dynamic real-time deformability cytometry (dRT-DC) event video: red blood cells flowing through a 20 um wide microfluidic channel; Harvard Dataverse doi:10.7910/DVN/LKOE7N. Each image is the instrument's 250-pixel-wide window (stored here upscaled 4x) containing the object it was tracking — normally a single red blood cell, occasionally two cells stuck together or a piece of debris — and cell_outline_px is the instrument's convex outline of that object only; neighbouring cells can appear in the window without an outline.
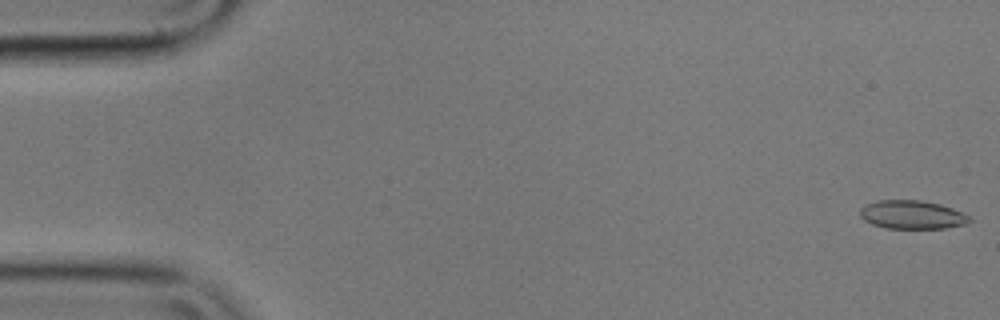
{"species": "common noctule bat (a hibernating species)", "species_latin": "Nyctalus noctula", "temperature_condition": "cold", "stored_images_in_passage": 56, "camera_frame_rate_fps": 3000, "um_per_image_px": 0.085, "animal": {"sex": "male", "body_mass_g": 17.9}, "frame": {"image": 1, "passage_image": 1, "time_ms": 0.0, "image_size_px": [1000, 320], "cell_outline_px": [[972, 220], [968, 224], [944, 228], [884, 228], [872, 224], [864, 220], [860, 216], [860, 208], [864, 204], [876, 200], [920, 200], [940, 204], [964, 212]], "centroid_in_image_um": [77.52, 18.24], "position_along_channel_um": 7.5, "area_um2": 18.38}}
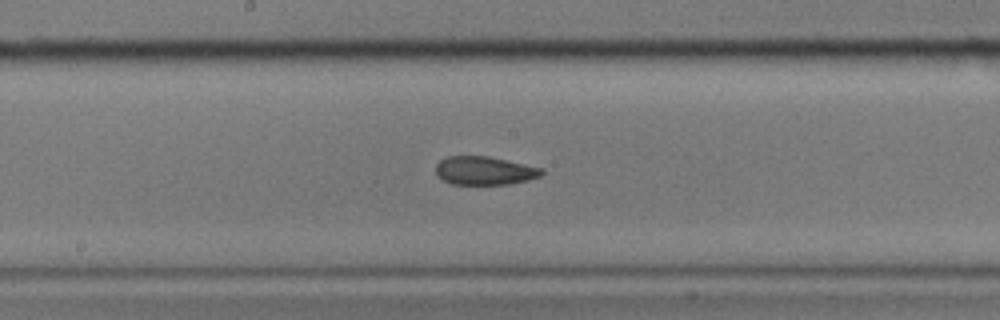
{"frame": {"image": 2, "passage_image": 29, "time_ms": 9.333, "image_size_px": [1000, 320], "cell_outline_px": [[544, 172], [540, 176], [528, 180], [508, 184], [452, 184], [436, 176], [436, 164], [440, 160], [448, 156], [488, 156], [544, 168]], "centroid_in_image_um": [41.19, 14.5], "position_along_channel_um": 207.0, "area_um2": 17.57}}
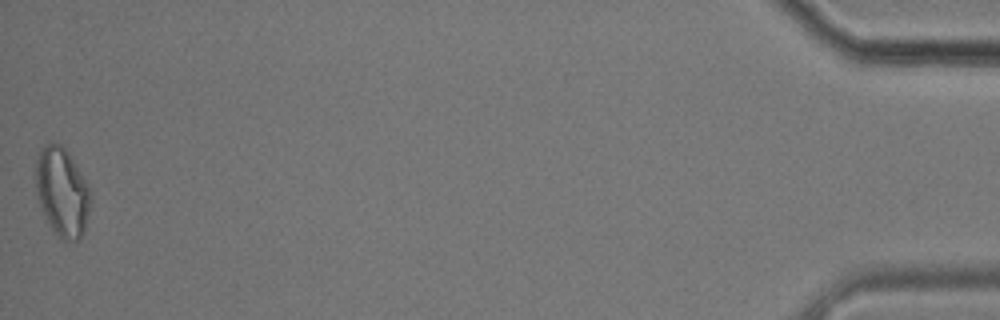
{"frame": {"image": 3, "passage_image": 56, "time_ms": 18.333, "image_size_px": [1000, 320], "cell_outline_px": [[92, 200], [84, 232], [80, 240], [64, 240], [48, 224], [36, 196], [36, 160], [40, 148], [44, 144], [60, 144], [68, 152], [76, 164], [92, 192]], "centroid_in_image_um": [5.3, 16.32], "position_along_channel_um": 429.9, "area_um2": 28.5}, "authors_computed_cell_mechanics": {"area_um2": 18.8139, "velocity_mm_per_s": 3.5403, "shape_relaxation_time_tau1_ms": null, "shape_relaxation_time_tau2_ms": 3.3388, "deformation_change_tau1": null, "deformation_change_tau2": 0.0863}}